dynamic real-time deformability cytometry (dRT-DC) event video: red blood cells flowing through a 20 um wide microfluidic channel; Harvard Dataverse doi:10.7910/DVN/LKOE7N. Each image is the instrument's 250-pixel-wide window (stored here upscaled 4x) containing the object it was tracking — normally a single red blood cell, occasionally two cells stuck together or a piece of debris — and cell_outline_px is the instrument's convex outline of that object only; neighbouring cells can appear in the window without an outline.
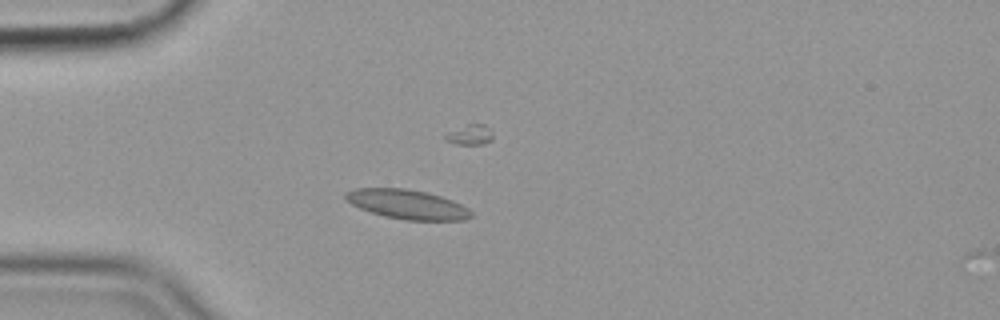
{"species": "common noctule bat (a hibernating species)", "species_latin": "Nyctalus noctula", "temperature_condition": "cold", "stored_images_in_passage": 15, "camera_frame_rate_fps": 3000, "um_per_image_px": 0.085, "animal": {"sex": "female", "body_mass_g": 19.9}, "frame": {"image": 1, "passage_image": 14, "time_ms": 4.333, "image_size_px": [1000, 320], "cell_outline_px": [[472, 216], [464, 220], [404, 220], [384, 216], [360, 208], [352, 204], [344, 196], [344, 192], [356, 188], [404, 188], [424, 192], [440, 196], [452, 200], [468, 208], [472, 212]], "centroid_in_image_um": [34.61, 17.37], "position_along_channel_um": 50.4, "area_um2": 21.33}}